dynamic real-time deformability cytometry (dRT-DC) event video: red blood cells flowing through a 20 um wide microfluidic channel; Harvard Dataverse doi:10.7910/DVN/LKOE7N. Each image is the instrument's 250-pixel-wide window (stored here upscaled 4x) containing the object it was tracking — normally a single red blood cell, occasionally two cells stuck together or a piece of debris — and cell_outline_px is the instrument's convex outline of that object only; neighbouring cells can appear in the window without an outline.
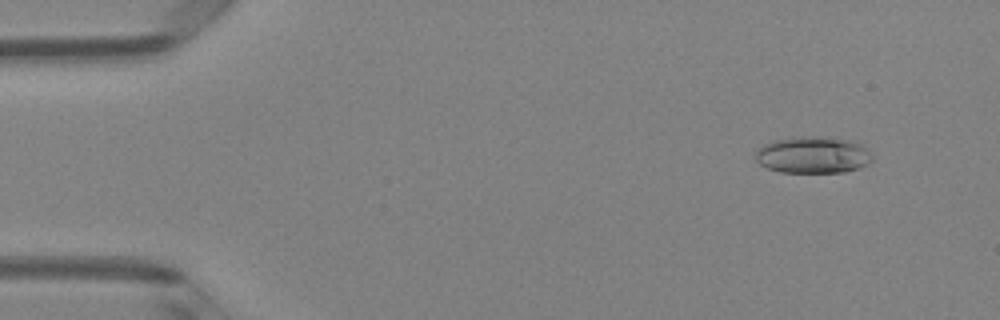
{"species": "Egyptian fruit bat (a non-hibernating species)", "species_latin": "Rousettus aegyptiacus", "temperature_condition": "room temperature", "stored_images_in_passage": 6, "camera_frame_rate_fps": 3000, "um_per_image_px": 0.085, "animal": {"sex": "female"}, "frame": {"image": 1, "passage_image": 2, "time_ms": 0.333, "image_size_px": [1000, 320], "cell_outline_px": [[872, 160], [868, 164], [860, 168], [844, 172], [780, 172], [768, 168], [760, 164], [756, 160], [756, 152], [764, 144], [776, 140], [800, 136], [816, 136], [848, 140], [860, 144], [872, 152]], "centroid_in_image_um": [69.13, 13.17], "position_along_channel_um": 15.9, "area_um2": 24.91}}
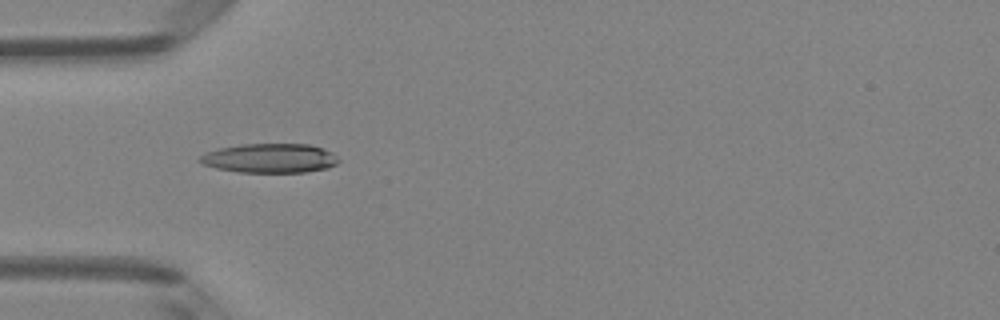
{"frame": {"image": 2, "passage_image": 5, "time_ms": 1.333, "image_size_px": [1000, 320], "cell_outline_px": [[340, 160], [336, 164], [328, 168], [304, 172], [240, 172], [216, 168], [204, 164], [196, 160], [204, 152], [220, 148], [240, 144], [308, 144], [332, 152]], "centroid_in_image_um": [22.91, 13.44], "position_along_channel_um": 62.1, "area_um2": 23.64}}
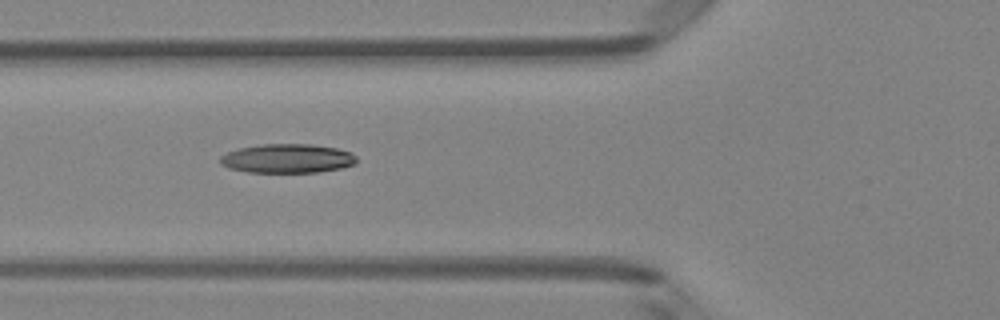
{"frame": {"image": 3, "passage_image": 6, "time_ms": 1.667, "image_size_px": [1000, 320], "cell_outline_px": [[356, 164], [340, 168], [320, 172], [248, 172], [228, 168], [220, 164], [220, 156], [228, 152], [240, 148], [260, 144], [312, 144], [336, 148], [352, 152], [356, 156]], "centroid_in_image_um": [24.43, 13.47], "position_along_channel_um": 101.4, "area_um2": 23.18}}